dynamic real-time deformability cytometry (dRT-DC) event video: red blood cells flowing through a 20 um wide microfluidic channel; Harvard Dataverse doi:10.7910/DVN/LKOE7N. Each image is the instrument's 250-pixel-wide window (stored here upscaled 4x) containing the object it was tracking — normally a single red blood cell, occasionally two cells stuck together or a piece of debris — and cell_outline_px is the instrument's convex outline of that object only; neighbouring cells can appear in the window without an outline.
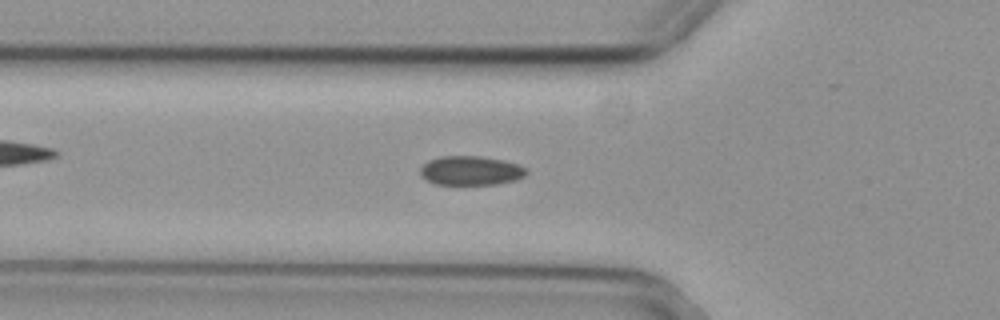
{"species": "common noctule bat (a hibernating species)", "species_latin": "Nyctalus noctula", "temperature_condition": "cold", "stored_images_in_passage": 50, "camera_frame_rate_fps": 3000, "um_per_image_px": 0.085, "animal": {"sex": "female", "body_mass_g": 29.2, "forearm_length_mm": 56.3}, "frame": {"image": 1, "passage_image": 19, "time_ms": 6.0, "image_size_px": [1000, 320], "cell_outline_px": [[528, 172], [524, 176], [516, 180], [496, 184], [436, 184], [420, 176], [420, 168], [428, 160], [440, 156], [480, 156], [504, 160], [528, 168]], "centroid_in_image_um": [40.02, 14.49], "position_along_channel_um": 85.8, "area_um2": 18.09}}
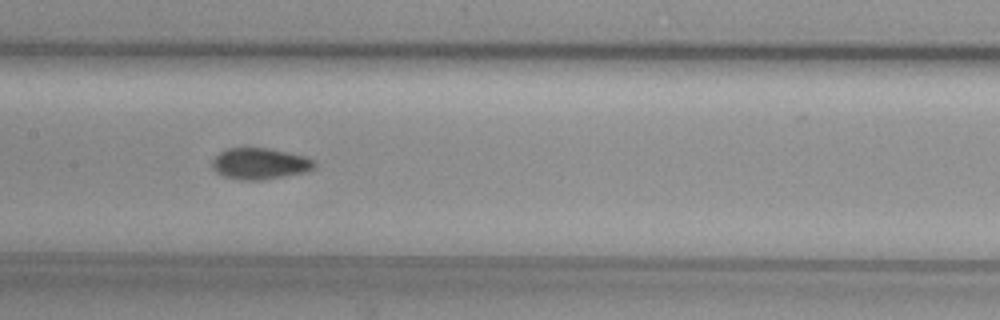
{"frame": {"image": 2, "passage_image": 27, "time_ms": 8.667, "image_size_px": [1000, 320], "cell_outline_px": [[316, 164], [312, 168], [304, 172], [260, 180], [240, 180], [220, 176], [212, 168], [212, 160], [220, 152], [228, 148], [268, 148], [308, 156], [316, 160]], "centroid_in_image_um": [22.07, 13.91], "position_along_channel_um": 185.3, "area_um2": 18.73}}
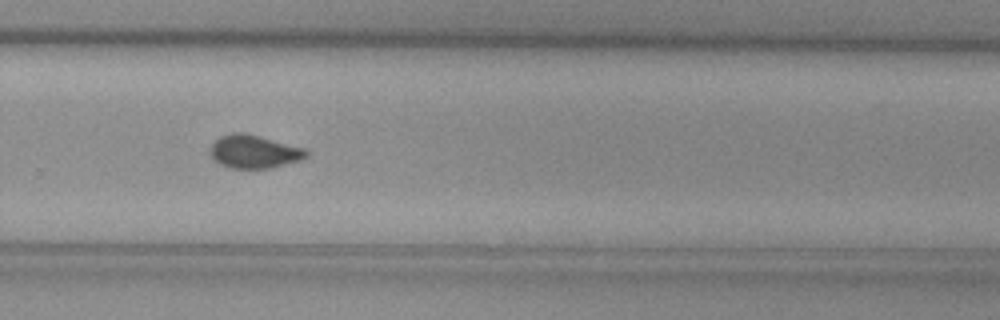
{"frame": {"image": 3, "passage_image": 37, "time_ms": 12.0, "image_size_px": [1000, 320], "cell_outline_px": [[308, 156], [300, 160], [272, 168], [228, 168], [220, 164], [208, 152], [212, 144], [220, 136], [232, 132], [244, 132], [260, 136], [304, 148], [308, 152]], "centroid_in_image_um": [21.58, 12.88], "position_along_channel_um": 308.2, "area_um2": 18.61}, "authors_computed_cell_mechanics": {"area_um2": 18.4671, "velocity_mm_per_s": 3.7099, "shape_relaxation_time_tau1_ms": 10.5165, "shape_relaxation_time_tau2_ms": 1.5488, "deformation_change_tau1": 0.1461, "deformation_change_tau2": 0.0526}}